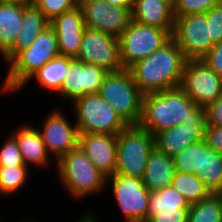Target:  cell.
I'll use <instances>...</instances> for the list:
<instances>
[{"label":"cell","mask_w":222,"mask_h":222,"mask_svg":"<svg viewBox=\"0 0 222 222\" xmlns=\"http://www.w3.org/2000/svg\"><path fill=\"white\" fill-rule=\"evenodd\" d=\"M186 61L183 51L171 38L129 69L142 94L147 95L180 87Z\"/></svg>","instance_id":"1"},{"label":"cell","mask_w":222,"mask_h":222,"mask_svg":"<svg viewBox=\"0 0 222 222\" xmlns=\"http://www.w3.org/2000/svg\"><path fill=\"white\" fill-rule=\"evenodd\" d=\"M86 28L105 32L117 38L132 20V7H118L105 0H80Z\"/></svg>","instance_id":"13"},{"label":"cell","mask_w":222,"mask_h":222,"mask_svg":"<svg viewBox=\"0 0 222 222\" xmlns=\"http://www.w3.org/2000/svg\"><path fill=\"white\" fill-rule=\"evenodd\" d=\"M49 25L57 35L60 55L76 59L86 29L81 7L63 12L50 21Z\"/></svg>","instance_id":"18"},{"label":"cell","mask_w":222,"mask_h":222,"mask_svg":"<svg viewBox=\"0 0 222 222\" xmlns=\"http://www.w3.org/2000/svg\"><path fill=\"white\" fill-rule=\"evenodd\" d=\"M189 208L179 210L158 211V214H152L147 222H187Z\"/></svg>","instance_id":"35"},{"label":"cell","mask_w":222,"mask_h":222,"mask_svg":"<svg viewBox=\"0 0 222 222\" xmlns=\"http://www.w3.org/2000/svg\"><path fill=\"white\" fill-rule=\"evenodd\" d=\"M196 176L213 194H222V153L208 146L206 139L202 140L201 171Z\"/></svg>","instance_id":"24"},{"label":"cell","mask_w":222,"mask_h":222,"mask_svg":"<svg viewBox=\"0 0 222 222\" xmlns=\"http://www.w3.org/2000/svg\"><path fill=\"white\" fill-rule=\"evenodd\" d=\"M175 173L173 158L155 147L150 153L142 181L148 191L155 192L171 185Z\"/></svg>","instance_id":"21"},{"label":"cell","mask_w":222,"mask_h":222,"mask_svg":"<svg viewBox=\"0 0 222 222\" xmlns=\"http://www.w3.org/2000/svg\"><path fill=\"white\" fill-rule=\"evenodd\" d=\"M22 26L12 47L3 55L9 62L19 51L31 46L35 39L49 26V21L34 5H22Z\"/></svg>","instance_id":"20"},{"label":"cell","mask_w":222,"mask_h":222,"mask_svg":"<svg viewBox=\"0 0 222 222\" xmlns=\"http://www.w3.org/2000/svg\"><path fill=\"white\" fill-rule=\"evenodd\" d=\"M180 88L197 106L206 108L222 95V77L202 60H187Z\"/></svg>","instance_id":"11"},{"label":"cell","mask_w":222,"mask_h":222,"mask_svg":"<svg viewBox=\"0 0 222 222\" xmlns=\"http://www.w3.org/2000/svg\"><path fill=\"white\" fill-rule=\"evenodd\" d=\"M63 112L54 111L46 117L40 132L47 153L54 154L56 162L78 146L77 125H71ZM50 152V153H49Z\"/></svg>","instance_id":"15"},{"label":"cell","mask_w":222,"mask_h":222,"mask_svg":"<svg viewBox=\"0 0 222 222\" xmlns=\"http://www.w3.org/2000/svg\"><path fill=\"white\" fill-rule=\"evenodd\" d=\"M187 222H222V194H211L208 198L189 206Z\"/></svg>","instance_id":"28"},{"label":"cell","mask_w":222,"mask_h":222,"mask_svg":"<svg viewBox=\"0 0 222 222\" xmlns=\"http://www.w3.org/2000/svg\"><path fill=\"white\" fill-rule=\"evenodd\" d=\"M176 172L196 175L201 171L202 140L190 144L183 151L173 157Z\"/></svg>","instance_id":"29"},{"label":"cell","mask_w":222,"mask_h":222,"mask_svg":"<svg viewBox=\"0 0 222 222\" xmlns=\"http://www.w3.org/2000/svg\"><path fill=\"white\" fill-rule=\"evenodd\" d=\"M174 17L172 39L179 45L187 60H201L215 44L210 37L205 13Z\"/></svg>","instance_id":"9"},{"label":"cell","mask_w":222,"mask_h":222,"mask_svg":"<svg viewBox=\"0 0 222 222\" xmlns=\"http://www.w3.org/2000/svg\"><path fill=\"white\" fill-rule=\"evenodd\" d=\"M187 119H206L205 108L197 106L180 87L143 96L139 125L152 135Z\"/></svg>","instance_id":"2"},{"label":"cell","mask_w":222,"mask_h":222,"mask_svg":"<svg viewBox=\"0 0 222 222\" xmlns=\"http://www.w3.org/2000/svg\"><path fill=\"white\" fill-rule=\"evenodd\" d=\"M22 4L0 1V54L14 44L22 26Z\"/></svg>","instance_id":"23"},{"label":"cell","mask_w":222,"mask_h":222,"mask_svg":"<svg viewBox=\"0 0 222 222\" xmlns=\"http://www.w3.org/2000/svg\"><path fill=\"white\" fill-rule=\"evenodd\" d=\"M111 5L118 7H133L134 0H105Z\"/></svg>","instance_id":"39"},{"label":"cell","mask_w":222,"mask_h":222,"mask_svg":"<svg viewBox=\"0 0 222 222\" xmlns=\"http://www.w3.org/2000/svg\"><path fill=\"white\" fill-rule=\"evenodd\" d=\"M78 147L106 177L115 174L117 165V135L79 133Z\"/></svg>","instance_id":"17"},{"label":"cell","mask_w":222,"mask_h":222,"mask_svg":"<svg viewBox=\"0 0 222 222\" xmlns=\"http://www.w3.org/2000/svg\"><path fill=\"white\" fill-rule=\"evenodd\" d=\"M57 168L62 184L77 199L95 192L100 193L107 184V177L78 146L57 161Z\"/></svg>","instance_id":"5"},{"label":"cell","mask_w":222,"mask_h":222,"mask_svg":"<svg viewBox=\"0 0 222 222\" xmlns=\"http://www.w3.org/2000/svg\"><path fill=\"white\" fill-rule=\"evenodd\" d=\"M206 119H187L184 123L158 132L155 147L167 156L174 157L190 144L206 139Z\"/></svg>","instance_id":"16"},{"label":"cell","mask_w":222,"mask_h":222,"mask_svg":"<svg viewBox=\"0 0 222 222\" xmlns=\"http://www.w3.org/2000/svg\"><path fill=\"white\" fill-rule=\"evenodd\" d=\"M26 125L20 126L18 131L16 130L12 134L18 144L24 163L26 166L29 163L37 167L46 166L49 164L50 155L47 153L40 132L38 129L31 127V125Z\"/></svg>","instance_id":"22"},{"label":"cell","mask_w":222,"mask_h":222,"mask_svg":"<svg viewBox=\"0 0 222 222\" xmlns=\"http://www.w3.org/2000/svg\"><path fill=\"white\" fill-rule=\"evenodd\" d=\"M214 73L222 77V40L201 59Z\"/></svg>","instance_id":"36"},{"label":"cell","mask_w":222,"mask_h":222,"mask_svg":"<svg viewBox=\"0 0 222 222\" xmlns=\"http://www.w3.org/2000/svg\"><path fill=\"white\" fill-rule=\"evenodd\" d=\"M155 138L148 130L138 125H127L117 135L116 174L142 179Z\"/></svg>","instance_id":"6"},{"label":"cell","mask_w":222,"mask_h":222,"mask_svg":"<svg viewBox=\"0 0 222 222\" xmlns=\"http://www.w3.org/2000/svg\"><path fill=\"white\" fill-rule=\"evenodd\" d=\"M222 0H175L173 3L174 15H194L206 13Z\"/></svg>","instance_id":"32"},{"label":"cell","mask_w":222,"mask_h":222,"mask_svg":"<svg viewBox=\"0 0 222 222\" xmlns=\"http://www.w3.org/2000/svg\"><path fill=\"white\" fill-rule=\"evenodd\" d=\"M99 95L115 109L127 125H138L142 116L143 94L130 69L108 72Z\"/></svg>","instance_id":"4"},{"label":"cell","mask_w":222,"mask_h":222,"mask_svg":"<svg viewBox=\"0 0 222 222\" xmlns=\"http://www.w3.org/2000/svg\"><path fill=\"white\" fill-rule=\"evenodd\" d=\"M107 73L102 67L74 59L69 64L58 93L73 103L85 95L97 94Z\"/></svg>","instance_id":"14"},{"label":"cell","mask_w":222,"mask_h":222,"mask_svg":"<svg viewBox=\"0 0 222 222\" xmlns=\"http://www.w3.org/2000/svg\"><path fill=\"white\" fill-rule=\"evenodd\" d=\"M60 55L57 35L49 25L31 46L19 51L8 63L9 70L4 79L3 90L17 91L38 69Z\"/></svg>","instance_id":"3"},{"label":"cell","mask_w":222,"mask_h":222,"mask_svg":"<svg viewBox=\"0 0 222 222\" xmlns=\"http://www.w3.org/2000/svg\"><path fill=\"white\" fill-rule=\"evenodd\" d=\"M132 20L166 30L171 36L174 29L173 5L167 0H134Z\"/></svg>","instance_id":"19"},{"label":"cell","mask_w":222,"mask_h":222,"mask_svg":"<svg viewBox=\"0 0 222 222\" xmlns=\"http://www.w3.org/2000/svg\"><path fill=\"white\" fill-rule=\"evenodd\" d=\"M206 141L211 149L222 153V126H207Z\"/></svg>","instance_id":"38"},{"label":"cell","mask_w":222,"mask_h":222,"mask_svg":"<svg viewBox=\"0 0 222 222\" xmlns=\"http://www.w3.org/2000/svg\"><path fill=\"white\" fill-rule=\"evenodd\" d=\"M189 206L185 198L169 185L161 190L150 192L147 219L152 214H158L159 210H179L189 208Z\"/></svg>","instance_id":"27"},{"label":"cell","mask_w":222,"mask_h":222,"mask_svg":"<svg viewBox=\"0 0 222 222\" xmlns=\"http://www.w3.org/2000/svg\"><path fill=\"white\" fill-rule=\"evenodd\" d=\"M171 186L185 198L189 205L200 202L212 194L196 175L185 172H176Z\"/></svg>","instance_id":"26"},{"label":"cell","mask_w":222,"mask_h":222,"mask_svg":"<svg viewBox=\"0 0 222 222\" xmlns=\"http://www.w3.org/2000/svg\"><path fill=\"white\" fill-rule=\"evenodd\" d=\"M0 166H26L18 144L12 135L0 150Z\"/></svg>","instance_id":"33"},{"label":"cell","mask_w":222,"mask_h":222,"mask_svg":"<svg viewBox=\"0 0 222 222\" xmlns=\"http://www.w3.org/2000/svg\"><path fill=\"white\" fill-rule=\"evenodd\" d=\"M76 60L102 67L108 72L123 69L119 38L86 28Z\"/></svg>","instance_id":"12"},{"label":"cell","mask_w":222,"mask_h":222,"mask_svg":"<svg viewBox=\"0 0 222 222\" xmlns=\"http://www.w3.org/2000/svg\"><path fill=\"white\" fill-rule=\"evenodd\" d=\"M79 2L80 0H35L34 5L50 22L63 12H67L79 6Z\"/></svg>","instance_id":"31"},{"label":"cell","mask_w":222,"mask_h":222,"mask_svg":"<svg viewBox=\"0 0 222 222\" xmlns=\"http://www.w3.org/2000/svg\"><path fill=\"white\" fill-rule=\"evenodd\" d=\"M207 126H222V95L205 108Z\"/></svg>","instance_id":"37"},{"label":"cell","mask_w":222,"mask_h":222,"mask_svg":"<svg viewBox=\"0 0 222 222\" xmlns=\"http://www.w3.org/2000/svg\"><path fill=\"white\" fill-rule=\"evenodd\" d=\"M78 133L118 135L127 124L99 93L85 95L73 103Z\"/></svg>","instance_id":"7"},{"label":"cell","mask_w":222,"mask_h":222,"mask_svg":"<svg viewBox=\"0 0 222 222\" xmlns=\"http://www.w3.org/2000/svg\"><path fill=\"white\" fill-rule=\"evenodd\" d=\"M73 58L58 55L47 62L43 67L34 72L29 79L19 88L21 89L29 80L35 78L37 83L51 92H59L65 79V74Z\"/></svg>","instance_id":"25"},{"label":"cell","mask_w":222,"mask_h":222,"mask_svg":"<svg viewBox=\"0 0 222 222\" xmlns=\"http://www.w3.org/2000/svg\"><path fill=\"white\" fill-rule=\"evenodd\" d=\"M28 176V166H0V194L15 193L25 184Z\"/></svg>","instance_id":"30"},{"label":"cell","mask_w":222,"mask_h":222,"mask_svg":"<svg viewBox=\"0 0 222 222\" xmlns=\"http://www.w3.org/2000/svg\"><path fill=\"white\" fill-rule=\"evenodd\" d=\"M82 222H97V220L91 213V214H86L85 216H82Z\"/></svg>","instance_id":"41"},{"label":"cell","mask_w":222,"mask_h":222,"mask_svg":"<svg viewBox=\"0 0 222 222\" xmlns=\"http://www.w3.org/2000/svg\"><path fill=\"white\" fill-rule=\"evenodd\" d=\"M206 22H209L211 40L214 43L222 40V1L209 9L206 13Z\"/></svg>","instance_id":"34"},{"label":"cell","mask_w":222,"mask_h":222,"mask_svg":"<svg viewBox=\"0 0 222 222\" xmlns=\"http://www.w3.org/2000/svg\"><path fill=\"white\" fill-rule=\"evenodd\" d=\"M3 2H11V3H18L22 5H31L34 4L35 0H0Z\"/></svg>","instance_id":"40"},{"label":"cell","mask_w":222,"mask_h":222,"mask_svg":"<svg viewBox=\"0 0 222 222\" xmlns=\"http://www.w3.org/2000/svg\"><path fill=\"white\" fill-rule=\"evenodd\" d=\"M171 38L164 29L131 20L119 37L122 67L129 69L137 61L161 48Z\"/></svg>","instance_id":"8"},{"label":"cell","mask_w":222,"mask_h":222,"mask_svg":"<svg viewBox=\"0 0 222 222\" xmlns=\"http://www.w3.org/2000/svg\"><path fill=\"white\" fill-rule=\"evenodd\" d=\"M167 1H169L172 5L175 2V0H167Z\"/></svg>","instance_id":"42"},{"label":"cell","mask_w":222,"mask_h":222,"mask_svg":"<svg viewBox=\"0 0 222 222\" xmlns=\"http://www.w3.org/2000/svg\"><path fill=\"white\" fill-rule=\"evenodd\" d=\"M106 180L127 222H147L150 191L142 179L115 173Z\"/></svg>","instance_id":"10"}]
</instances>
